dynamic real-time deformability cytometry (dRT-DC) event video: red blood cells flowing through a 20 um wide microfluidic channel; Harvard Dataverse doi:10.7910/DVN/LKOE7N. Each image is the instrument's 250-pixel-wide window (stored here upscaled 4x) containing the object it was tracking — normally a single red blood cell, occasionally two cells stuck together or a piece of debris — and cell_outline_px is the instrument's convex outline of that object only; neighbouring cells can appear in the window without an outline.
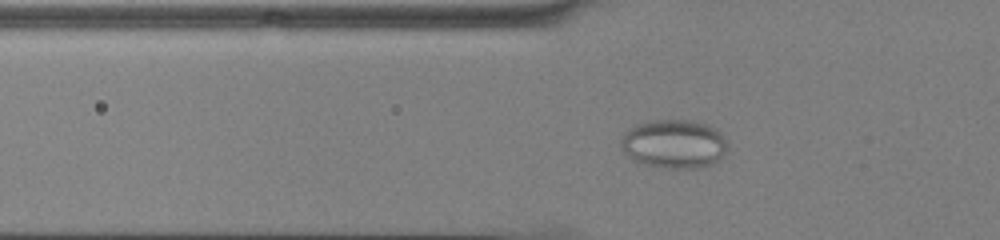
{"species": "common noctule bat (a hibernating species)", "species_latin": "Nyctalus noctula", "temperature_condition": "cold", "stored_images_in_passage": 54, "camera_frame_rate_fps": 3000, "um_per_image_px": 0.085, "animal": {"sex": "male", "body_mass_g": 13.0, "forearm_length_mm": 53.1}, "frame": {"image": 1, "passage_image": 19, "time_ms": 6.0, "image_size_px": [1000, 240], "cell_outline_px": [[728, 148], [712, 164], [704, 168], [664, 168], [636, 164], [620, 148], [620, 140], [624, 132], [636, 124], [648, 120], [692, 120], [708, 124], [716, 128], [724, 136], [728, 144]], "centroid_in_image_um": [57.25, 12.24], "position_along_channel_um": 68.5, "area_um2": 30.98}}
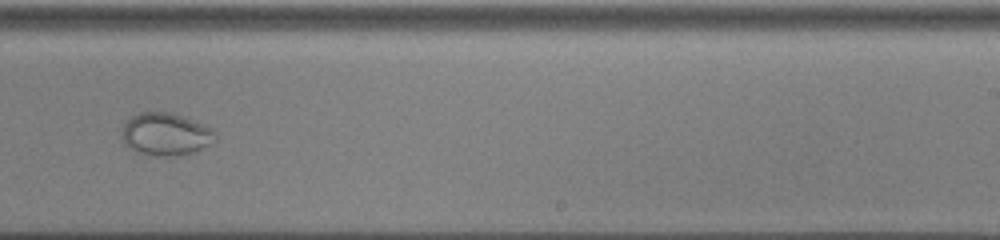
{"frame": {"image": 2, "passage_image": 35, "time_ms": 11.333, "image_size_px": [1000, 240], "cell_outline_px": [[216, 136], [208, 144], [196, 152], [168, 156], [156, 156], [136, 152], [128, 148], [120, 136], [120, 132], [124, 124], [132, 116], [140, 112], [172, 112], [184, 116], [212, 128], [216, 132]], "centroid_in_image_um": [14.04, 11.4], "position_along_channel_um": 275.0, "area_um2": 23.29}}
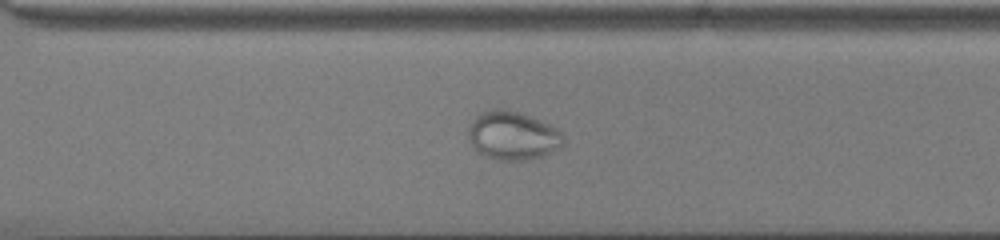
{"frame": {"image": 3, "passage_image": 39, "time_ms": 12.667, "image_size_px": [1000, 240], "cell_outline_px": [[564, 144], [552, 152], [544, 156], [524, 160], [496, 160], [484, 156], [476, 152], [468, 136], [468, 124], [480, 112], [492, 108], [500, 108], [516, 112], [540, 120], [564, 132]], "centroid_in_image_um": [43.56, 11.53], "position_along_channel_um": 327.0, "area_um2": 27.17}}